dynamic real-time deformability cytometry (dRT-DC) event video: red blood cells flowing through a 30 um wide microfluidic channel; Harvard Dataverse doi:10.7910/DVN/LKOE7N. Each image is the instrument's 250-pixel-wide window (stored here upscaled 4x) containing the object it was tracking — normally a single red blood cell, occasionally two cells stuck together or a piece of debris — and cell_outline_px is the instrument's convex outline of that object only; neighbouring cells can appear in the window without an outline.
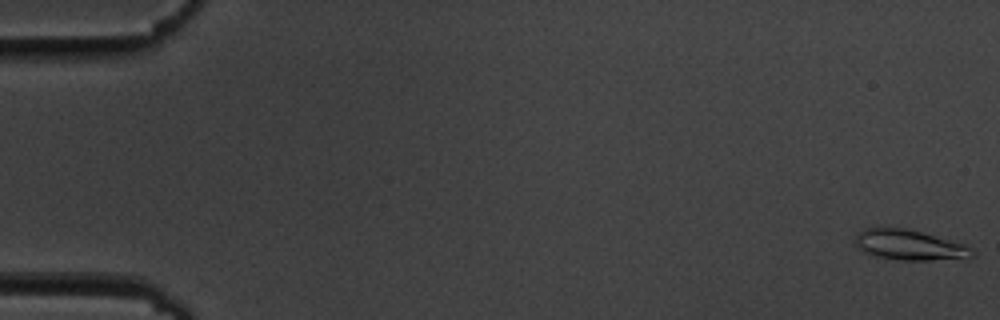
{"species": "common noctule bat (a hibernating species)", "species_latin": "Nyctalus noctula", "temperature_condition": "cold", "stored_images_in_passage": 56, "camera_frame_rate_fps": 3000, "um_per_image_px": 0.085, "animal": {"sex": "male", "body_mass_g": 19.5, "forearm_length_mm": 54.6}, "frame": {"image": 1, "passage_image": 1, "time_ms": 0.0, "image_size_px": [1000, 320], "cell_outline_px": [[976, 256], [964, 260], [900, 260], [872, 256], [860, 252], [856, 244], [856, 236], [864, 228], [904, 228], [920, 232], [964, 244]], "centroid_in_image_um": [77.3, 20.86], "position_along_channel_um": 7.7, "area_um2": 20.75}}
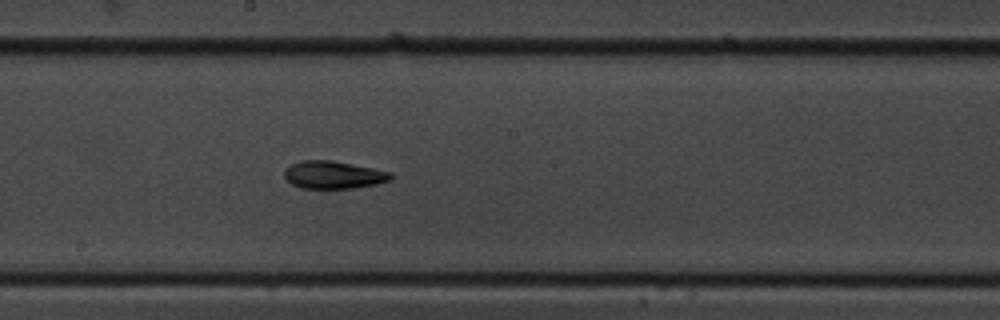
{"frame": {"image": 2, "passage_image": 31, "time_ms": 10.0, "image_size_px": [1000, 320], "cell_outline_px": [[392, 180], [376, 184], [356, 188], [300, 188], [292, 184], [284, 176], [284, 172], [292, 164], [300, 160], [328, 160], [372, 168], [392, 172]], "centroid_in_image_um": [28.36, 14.87], "position_along_channel_um": 219.8, "area_um2": 16.99}}
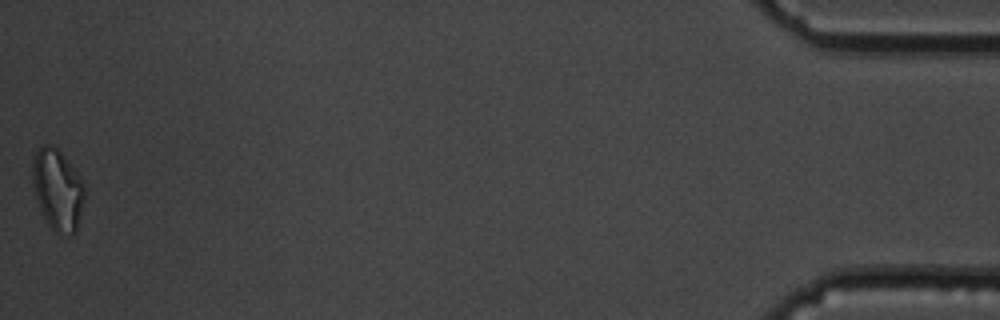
{"frame": {"image": 3, "passage_image": 56, "time_ms": 18.333, "image_size_px": [1000, 320], "cell_outline_px": [[88, 188], [76, 232], [72, 236], [56, 232], [48, 224], [40, 208], [32, 184], [32, 164], [36, 152], [44, 144], [52, 144], [76, 168], [84, 180]], "centroid_in_image_um": [4.96, 16.11], "position_along_channel_um": 430.2, "area_um2": 25.14}, "authors_computed_cell_mechanics": {"area_um2": 17.6868, "velocity_mm_per_s": 3.6076, "shape_relaxation_time_tau1_ms": 6.1799, "shape_relaxation_time_tau2_ms": 4.4307, "deformation_change_tau1": 0.2086, "deformation_change_tau2": 0.1146}}